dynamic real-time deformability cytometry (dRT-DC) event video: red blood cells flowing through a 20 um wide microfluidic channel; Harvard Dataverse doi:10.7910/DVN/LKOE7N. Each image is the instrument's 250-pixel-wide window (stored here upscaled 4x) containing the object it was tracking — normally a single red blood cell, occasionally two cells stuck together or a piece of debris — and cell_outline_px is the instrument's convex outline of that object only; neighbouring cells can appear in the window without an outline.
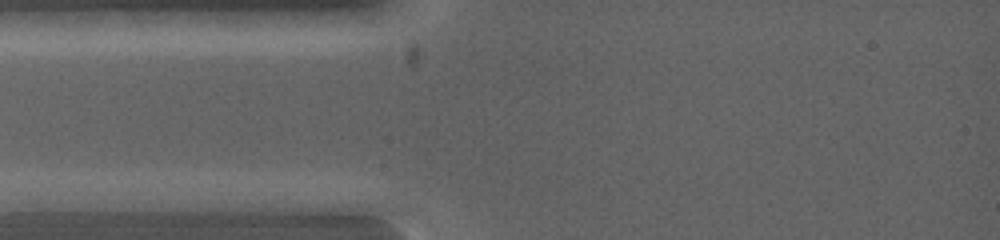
{"species": "common noctule bat (a hibernating species)", "species_latin": "Nyctalus noctula", "temperature_condition": "warm", "stored_images_in_passage": 4, "camera_frame_rate_fps": 5000, "um_per_image_px": 0.085, "animal": {"sex": "female", "body_mass_g": 19.0, "forearm_length_mm": 53.3}, "frame": {"image": 1, "passage_image": 1, "time_ms": 0.0, "image_size_px": [1000, 240], "cell_outline_px": [[124, 200], [96, 212], [20, 212], [16, 200], [96, 192], [100, 192]], "centroid_in_image_um": [5.85, 17.27], "position_along_channel_um": 79.2, "area_um2": 11.21}}